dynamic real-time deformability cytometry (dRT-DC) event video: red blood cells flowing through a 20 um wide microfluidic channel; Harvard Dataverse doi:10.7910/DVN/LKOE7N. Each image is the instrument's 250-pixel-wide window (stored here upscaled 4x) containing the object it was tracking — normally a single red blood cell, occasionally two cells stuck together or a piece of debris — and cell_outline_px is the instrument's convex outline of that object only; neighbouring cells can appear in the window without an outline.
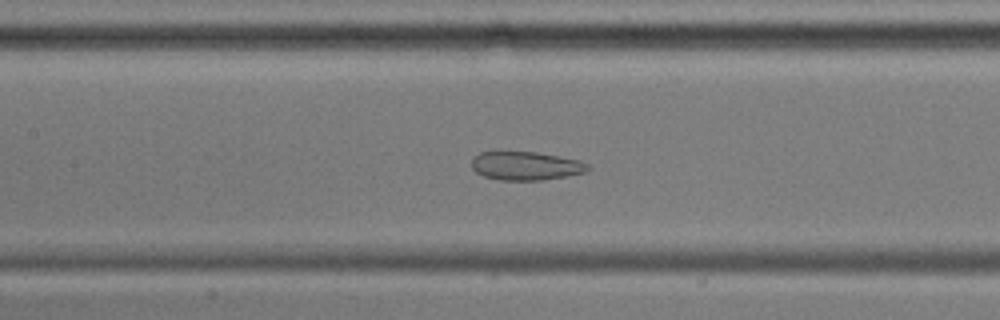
{"species": "common noctule bat (a hibernating species)", "species_latin": "Nyctalus noctula", "temperature_condition": "cold", "stored_images_in_passage": 40, "camera_frame_rate_fps": 3000, "um_per_image_px": 0.085, "animal": {"sex": "male", "body_mass_g": 17.9, "forearm_length_mm": 54.2}, "frame": {"image": 1, "passage_image": 10, "time_ms": 3.0, "image_size_px": [1000, 320], "cell_outline_px": [[592, 168], [584, 172], [544, 180], [500, 180], [484, 176], [476, 172], [472, 168], [472, 156], [480, 152], [536, 152], [580, 160], [588, 164]], "centroid_in_image_um": [44.68, 14.09], "position_along_channel_um": 162.7, "area_um2": 19.31}}
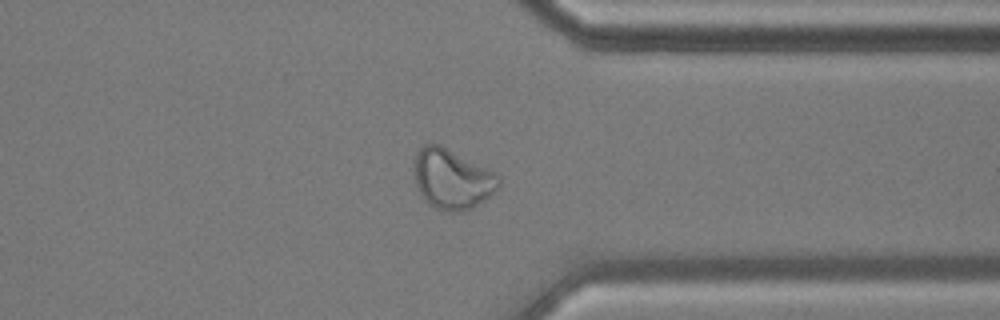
{"frame": {"image": 2, "passage_image": 28, "time_ms": 9.0, "image_size_px": [1000, 320], "cell_outline_px": [[500, 188], [484, 200], [472, 208], [464, 212], [444, 212], [428, 204], [420, 196], [416, 184], [412, 160], [416, 152], [424, 144], [440, 144], [488, 168], [500, 176]], "centroid_in_image_um": [38.41, 15.23], "position_along_channel_um": 373.0, "area_um2": 30.23}}
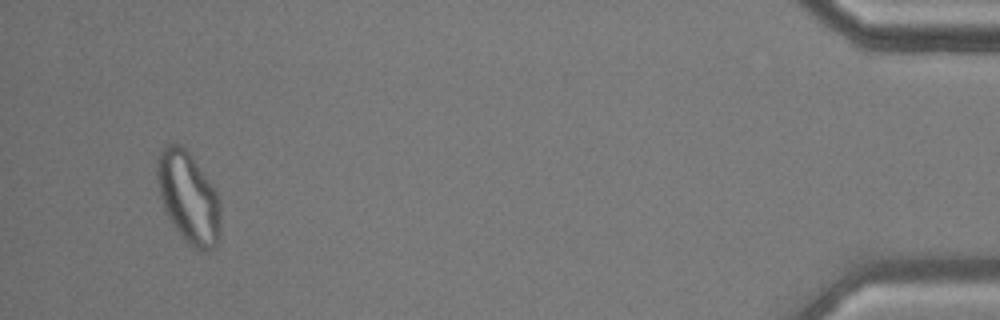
{"frame": {"image": 3, "passage_image": 38, "time_ms": 12.333, "image_size_px": [1000, 320], "cell_outline_px": [[220, 232], [216, 248], [204, 252], [200, 252], [188, 244], [184, 240], [168, 216], [164, 208], [160, 196], [156, 180], [156, 164], [160, 152], [164, 144], [180, 144], [188, 152], [208, 180], [216, 192], [220, 204]], "centroid_in_image_um": [16.01, 16.82], "position_along_channel_um": 419.2, "area_um2": 33.64}, "authors_computed_cell_mechanics": {"area_um2": 23.6113, "velocity_mm_per_s": 3.5713, "shape_relaxation_time_tau1_ms": null, "shape_relaxation_time_tau2_ms": 1.7669, "deformation_change_tau1": null, "deformation_change_tau2": 0.0733}}